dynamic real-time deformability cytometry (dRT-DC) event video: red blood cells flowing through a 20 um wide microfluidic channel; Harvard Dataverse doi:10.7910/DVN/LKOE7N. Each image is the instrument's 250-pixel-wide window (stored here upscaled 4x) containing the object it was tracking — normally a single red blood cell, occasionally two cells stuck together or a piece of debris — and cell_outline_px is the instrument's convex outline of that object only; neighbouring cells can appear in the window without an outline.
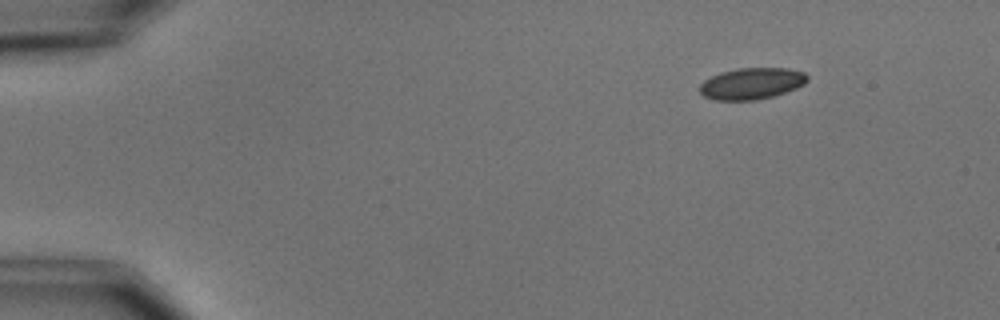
{"species": "common noctule bat (a hibernating species)", "species_latin": "Nyctalus noctula", "temperature_condition": "cold", "stored_images_in_passage": 6, "camera_frame_rate_fps": 3000, "um_per_image_px": 0.085, "animal": {"sex": "male", "body_mass_g": 15.6}, "frame": {"image": 1, "passage_image": 1, "time_ms": 0.0, "image_size_px": [1000, 320], "cell_outline_px": [[808, 80], [804, 84], [796, 88], [772, 96], [756, 100], [716, 100], [704, 96], [700, 92], [700, 84], [704, 80], [720, 72], [740, 68], [788, 68], [804, 72], [808, 76]], "centroid_in_image_um": [63.9, 7.09], "position_along_channel_um": 21.1, "area_um2": 19.65}}
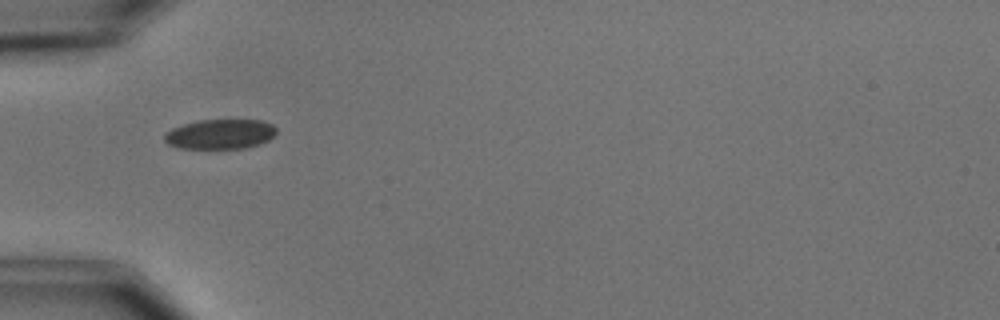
{"frame": {"image": 2, "passage_image": 4, "time_ms": 3.667, "image_size_px": [1000, 320], "cell_outline_px": [[276, 132], [268, 140], [260, 144], [244, 148], [180, 148], [168, 144], [164, 140], [164, 132], [172, 128], [184, 124], [200, 120], [264, 120], [272, 124], [276, 128]], "centroid_in_image_um": [18.71, 11.39], "position_along_channel_um": 66.3, "area_um2": 19.42}}
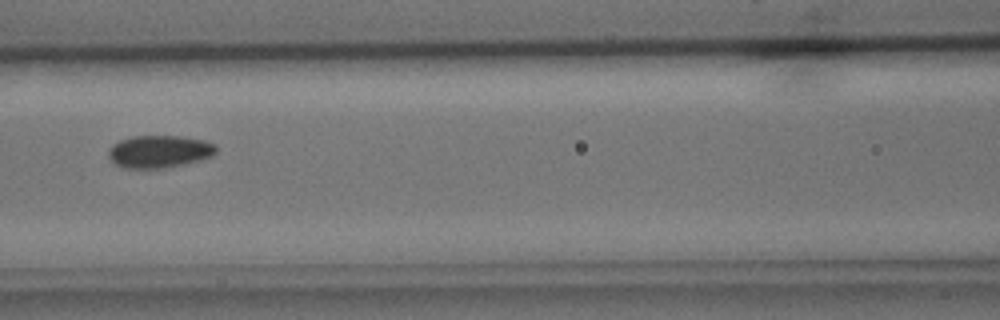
{"frame": {"image": 3, "passage_image": 6, "time_ms": 6.0, "image_size_px": [1000, 320], "cell_outline_px": [[216, 152], [212, 156], [200, 160], [184, 164], [164, 168], [124, 168], [116, 164], [108, 156], [108, 152], [112, 144], [120, 140], [132, 136], [180, 136], [204, 140], [216, 144]], "centroid_in_image_um": [13.55, 12.87], "position_along_channel_um": 153.1, "area_um2": 20.4}}